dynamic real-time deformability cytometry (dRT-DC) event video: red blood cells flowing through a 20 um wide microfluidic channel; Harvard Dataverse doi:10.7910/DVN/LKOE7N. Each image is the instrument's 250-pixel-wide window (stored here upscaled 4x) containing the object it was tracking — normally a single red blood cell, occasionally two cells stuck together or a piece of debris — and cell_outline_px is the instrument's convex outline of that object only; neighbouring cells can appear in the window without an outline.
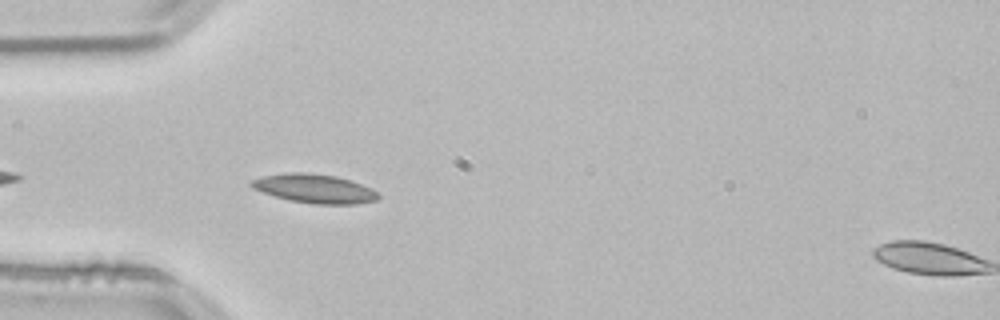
{"species": "common noctule bat (a hibernating species)", "species_latin": "Nyctalus noctula", "temperature_condition": "room temperature", "stored_images_in_passage": 5, "camera_frame_rate_fps": 3000, "um_per_image_px": 0.085, "animal": {"sex": "male", "body_mass_g": 21.5, "forearm_length_mm": 52.0}, "frame": {"image": 1, "passage_image": 4, "time_ms": 1.0, "image_size_px": [1000, 320], "cell_outline_px": [[380, 196], [376, 200], [356, 204], [312, 204], [288, 200], [252, 188], [248, 184], [252, 180], [264, 176], [284, 172], [308, 172], [336, 176], [372, 188]], "centroid_in_image_um": [26.72, 16.03], "position_along_channel_um": 58.3, "area_um2": 21.33}}